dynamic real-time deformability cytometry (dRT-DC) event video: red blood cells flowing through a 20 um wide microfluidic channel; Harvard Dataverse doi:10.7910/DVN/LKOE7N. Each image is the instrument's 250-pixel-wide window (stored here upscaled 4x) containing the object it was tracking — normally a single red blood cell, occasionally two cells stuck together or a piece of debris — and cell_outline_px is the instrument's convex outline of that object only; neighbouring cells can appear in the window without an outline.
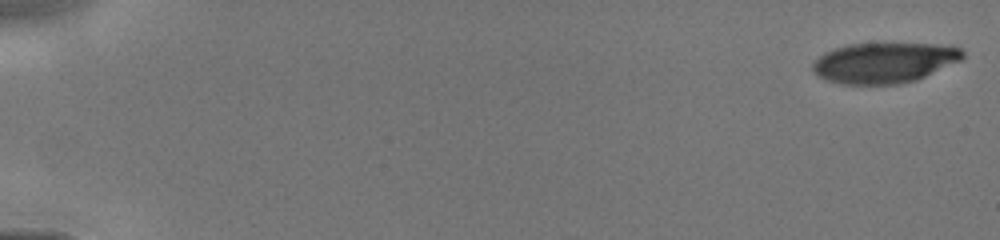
{"species": "human", "species_latin": "Homo sapiens", "temperature_condition": "cold", "stored_images_in_passage": 28, "camera_frame_rate_fps": 3000, "um_per_image_px": 0.085, "donor": {"sex": "male"}, "frame": {"image": 1, "passage_image": 1, "time_ms": 0.0, "image_size_px": [1000, 240], "cell_outline_px": [[964, 56], [960, 60], [916, 80], [900, 84], [840, 84], [828, 80], [820, 76], [812, 68], [812, 64], [824, 52], [848, 44], [936, 44], [960, 48], [964, 52]], "centroid_in_image_um": [75.15, 5.33], "position_along_channel_um": 9.8, "area_um2": 34.85}}
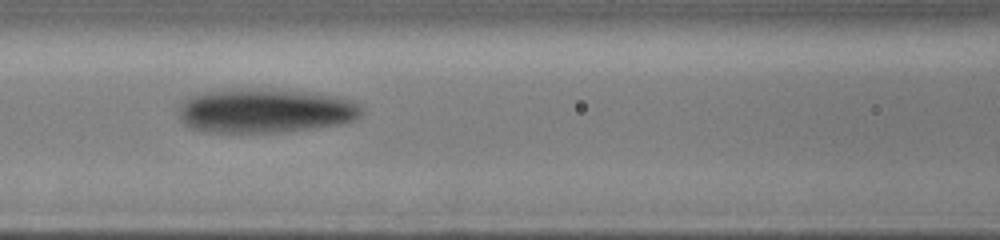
{"frame": {"image": 2, "passage_image": 24, "time_ms": 7.0, "image_size_px": [1000, 240], "cell_outline_px": [[364, 112], [356, 120], [340, 124], [284, 132], [204, 132], [192, 128], [184, 124], [180, 116], [180, 108], [184, 100], [188, 96], [204, 92], [248, 88], [272, 88], [312, 92], [336, 96], [352, 100], [360, 104], [364, 108]], "centroid_in_image_um": [22.6, 9.4], "position_along_channel_um": 144.0, "area_um2": 47.74}}
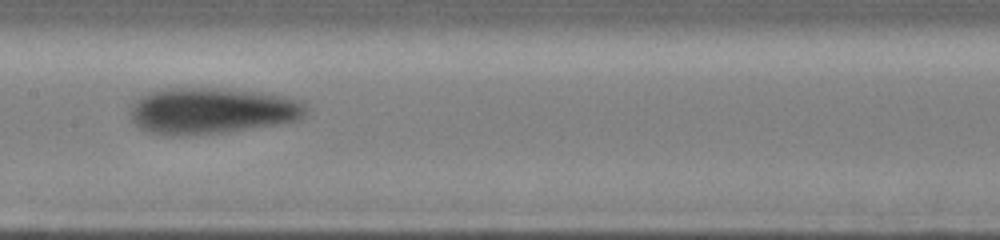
{"frame": {"image": 3, "passage_image": 27, "time_ms": 8.0, "image_size_px": [1000, 240], "cell_outline_px": [[308, 112], [300, 120], [276, 124], [224, 132], [176, 136], [164, 136], [148, 132], [140, 128], [132, 120], [128, 112], [132, 104], [140, 96], [148, 92], [168, 88], [228, 88], [260, 92], [300, 100], [304, 104]], "centroid_in_image_um": [17.95, 9.41], "position_along_channel_um": 189.4, "area_um2": 47.63}}